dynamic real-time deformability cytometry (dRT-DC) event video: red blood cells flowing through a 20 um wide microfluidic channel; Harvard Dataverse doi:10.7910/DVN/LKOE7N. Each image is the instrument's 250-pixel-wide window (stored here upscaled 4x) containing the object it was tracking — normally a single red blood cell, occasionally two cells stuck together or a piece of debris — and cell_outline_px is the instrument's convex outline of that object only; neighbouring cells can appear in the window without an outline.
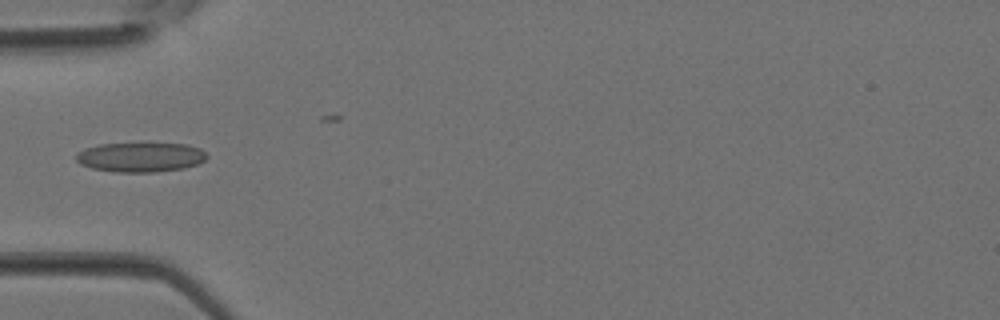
{"species": "Egyptian fruit bat (a non-hibernating species)", "species_latin": "Rousettus aegyptiacus", "temperature_condition": "room temperature", "stored_images_in_passage": 5, "camera_frame_rate_fps": 3000, "um_per_image_px": 0.085, "animal": {"sex": "female"}, "frame": {"image": 1, "passage_image": 4, "time_ms": 1.0, "image_size_px": [1000, 320], "cell_outline_px": [[208, 156], [204, 160], [196, 164], [184, 168], [156, 172], [116, 172], [92, 168], [80, 164], [76, 160], [76, 156], [84, 148], [100, 144], [144, 140], [188, 144], [200, 148]], "centroid_in_image_um": [11.96, 13.3], "position_along_channel_um": 73.0, "area_um2": 23.58}}